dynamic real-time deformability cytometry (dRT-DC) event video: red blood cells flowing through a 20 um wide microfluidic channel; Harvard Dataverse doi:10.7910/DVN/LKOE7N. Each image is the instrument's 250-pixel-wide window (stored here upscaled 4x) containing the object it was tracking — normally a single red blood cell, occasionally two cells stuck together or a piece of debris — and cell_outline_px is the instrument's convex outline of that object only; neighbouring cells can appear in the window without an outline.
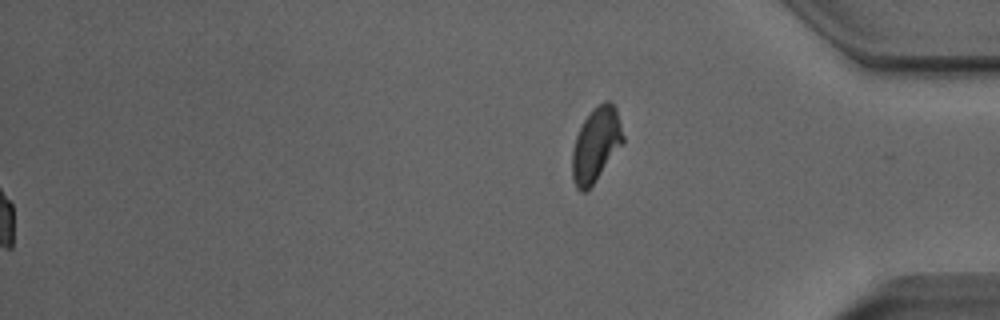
{"species": "Egyptian fruit bat (a non-hibernating species)", "species_latin": "Rousettus aegyptiacus", "temperature_condition": "room temperature", "stored_images_in_passage": 50, "segment_of_instrument_passage": [2, 2], "camera_frame_rate_fps": 3000, "um_per_image_px": 0.085, "animal": {"sex": "male"}, "frame": {"image": 1, "passage_image": 50, "time_ms": 16.333, "image_size_px": [1000, 320], "cell_outline_px": [[624, 144], [596, 180], [584, 192], [580, 192], [576, 188], [572, 176], [572, 152], [576, 136], [584, 120], [592, 108], [604, 100], [608, 100], [616, 108], [624, 136]], "centroid_in_image_um": [50.67, 12.28], "position_along_channel_um": 384.5, "area_um2": 22.08}}